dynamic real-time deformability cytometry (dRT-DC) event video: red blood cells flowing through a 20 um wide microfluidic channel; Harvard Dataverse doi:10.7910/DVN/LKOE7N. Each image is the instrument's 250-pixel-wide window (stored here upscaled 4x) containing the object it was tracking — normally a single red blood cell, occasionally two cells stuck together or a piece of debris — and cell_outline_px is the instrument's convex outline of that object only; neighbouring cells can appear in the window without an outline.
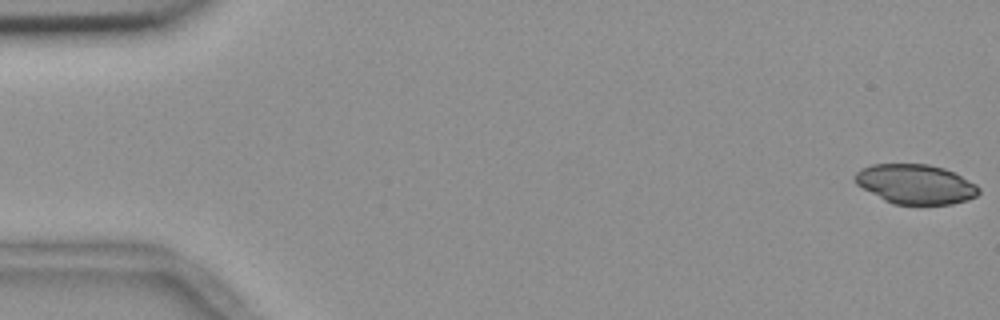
{"species": "common noctule bat (a hibernating species)", "species_latin": "Nyctalus noctula", "temperature_condition": "room temperature", "stored_images_in_passage": 6, "segment_of_instrument_passage": [1, 2], "camera_frame_rate_fps": 3000, "um_per_image_px": 0.085, "animal": {"sex": "female", "body_mass_g": 18.4}, "frame": {"image": 1, "passage_image": 1, "time_ms": 0.0, "image_size_px": [1000, 320], "cell_outline_px": [[980, 192], [976, 196], [968, 200], [952, 204], [892, 204], [884, 200], [856, 184], [852, 176], [860, 168], [872, 164], [928, 164], [944, 168], [976, 184], [980, 188]], "centroid_in_image_um": [77.79, 15.65], "position_along_channel_um": 7.2, "area_um2": 28.61}}